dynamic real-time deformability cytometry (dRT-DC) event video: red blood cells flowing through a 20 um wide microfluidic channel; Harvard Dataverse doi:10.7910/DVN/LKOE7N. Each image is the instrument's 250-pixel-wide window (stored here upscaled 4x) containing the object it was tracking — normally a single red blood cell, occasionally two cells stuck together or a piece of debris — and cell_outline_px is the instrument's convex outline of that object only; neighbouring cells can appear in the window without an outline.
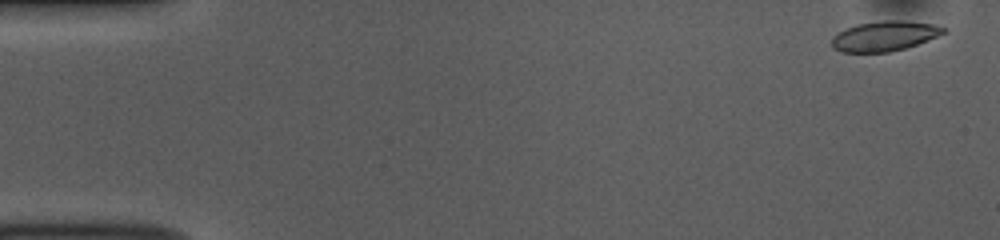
{"species": "common noctule bat (a hibernating species)", "species_latin": "Nyctalus noctula", "temperature_condition": "room temperature", "stored_images_in_passage": 52, "camera_frame_rate_fps": 3000, "um_per_image_px": 0.085, "animal": {"sex": "female", "body_mass_g": 10.0, "forearm_length_mm": 53.1}, "frame": {"image": 1, "passage_image": 2, "time_ms": 0.333, "image_size_px": [1000, 240], "cell_outline_px": [[948, 32], [928, 40], [892, 52], [840, 52], [832, 48], [832, 36], [856, 24], [880, 20], [904, 20], [932, 24], [948, 28]], "centroid_in_image_um": [75.21, 3.06], "position_along_channel_um": 9.8, "area_um2": 19.65}}
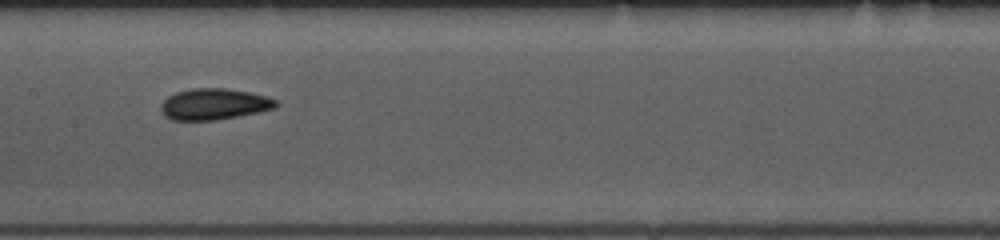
{"frame": {"image": 2, "passage_image": 26, "time_ms": 8.333, "image_size_px": [1000, 240], "cell_outline_px": [[280, 104], [276, 108], [240, 116], [216, 120], [172, 120], [164, 116], [160, 108], [160, 104], [168, 96], [176, 92], [192, 88], [224, 88], [252, 92], [268, 96], [276, 100]], "centroid_in_image_um": [18.22, 8.85], "position_along_channel_um": 189.2, "area_um2": 21.21}}
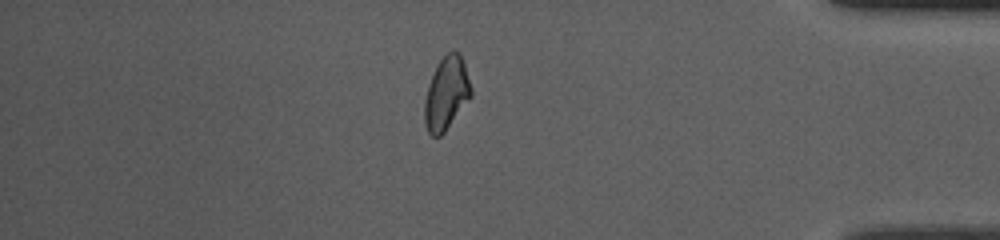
{"frame": {"image": 3, "passage_image": 45, "time_ms": 14.667, "image_size_px": [1000, 240], "cell_outline_px": [[472, 96], [444, 132], [440, 136], [432, 136], [428, 132], [424, 124], [424, 100], [428, 84], [436, 64], [452, 48], [456, 48], [464, 64], [472, 88]], "centroid_in_image_um": [37.93, 7.92], "position_along_channel_um": 397.3, "area_um2": 19.94}, "authors_computed_cell_mechanics": {"area_um2": 20.0855, "velocity_mm_per_s": 3.8062, "shape_relaxation_time_tau1_ms": 4.1995, "shape_relaxation_time_tau2_ms": 3.0714, "deformation_change_tau1": 0.0977, "deformation_change_tau2": 0.0772}}